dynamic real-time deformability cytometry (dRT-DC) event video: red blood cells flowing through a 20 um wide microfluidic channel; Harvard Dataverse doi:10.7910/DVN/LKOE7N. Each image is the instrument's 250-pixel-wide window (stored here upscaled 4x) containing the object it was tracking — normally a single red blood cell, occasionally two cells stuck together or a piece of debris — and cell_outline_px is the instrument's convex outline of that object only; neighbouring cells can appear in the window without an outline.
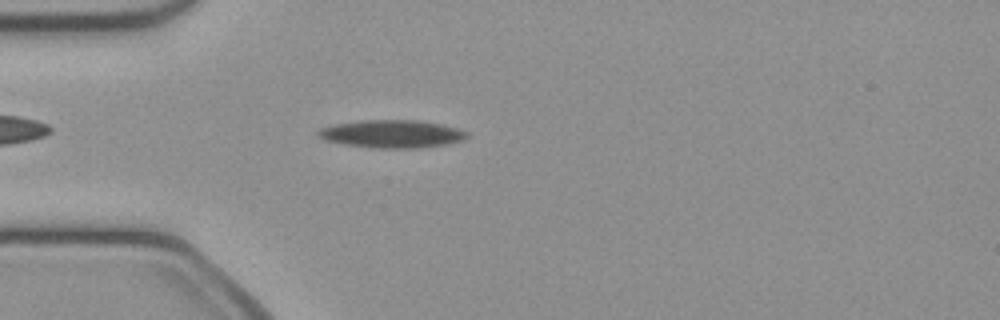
{"species": "common noctule bat (a hibernating species)", "species_latin": "Nyctalus noctula", "temperature_condition": "cold", "stored_images_in_passage": 41, "camera_frame_rate_fps": 3000, "um_per_image_px": 0.085, "animal": {"sex": "female", "body_mass_g": 21.9}, "frame": {"image": 1, "passage_image": 5, "time_ms": 1.333, "image_size_px": [1000, 320], "cell_outline_px": [[468, 136], [464, 140], [448, 144], [420, 148], [372, 148], [344, 144], [324, 140], [316, 136], [316, 132], [320, 128], [332, 124], [360, 120], [420, 120], [440, 124], [456, 128], [468, 132]], "centroid_in_image_um": [33.28, 11.38], "position_along_channel_um": 51.7, "area_um2": 24.45}}
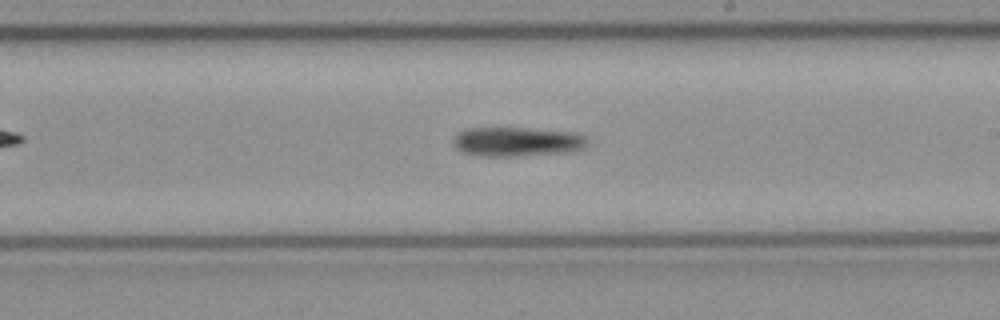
{"frame": {"image": 2, "passage_image": 20, "time_ms": 6.333, "image_size_px": [1000, 320], "cell_outline_px": [[588, 144], [584, 148], [572, 152], [512, 156], [488, 156], [464, 152], [456, 148], [452, 144], [452, 136], [456, 132], [464, 128], [524, 128], [576, 132], [584, 136], [588, 140]], "centroid_in_image_um": [43.94, 12.03], "position_along_channel_um": 245.1, "area_um2": 23.18}}
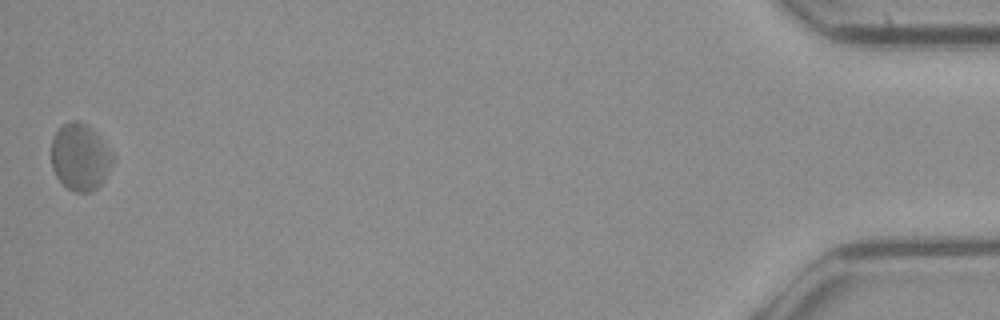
{"frame": {"image": 3, "passage_image": 41, "time_ms": 13.333, "image_size_px": [1000, 320], "cell_outline_px": [[116, 160], [100, 184], [92, 192], [76, 192], [68, 188], [56, 176], [52, 168], [52, 140], [56, 132], [64, 124], [72, 120], [80, 120], [88, 124], [96, 132], [112, 152]], "centroid_in_image_um": [6.84, 13.33], "position_along_channel_um": 428.4, "area_um2": 23.99}}